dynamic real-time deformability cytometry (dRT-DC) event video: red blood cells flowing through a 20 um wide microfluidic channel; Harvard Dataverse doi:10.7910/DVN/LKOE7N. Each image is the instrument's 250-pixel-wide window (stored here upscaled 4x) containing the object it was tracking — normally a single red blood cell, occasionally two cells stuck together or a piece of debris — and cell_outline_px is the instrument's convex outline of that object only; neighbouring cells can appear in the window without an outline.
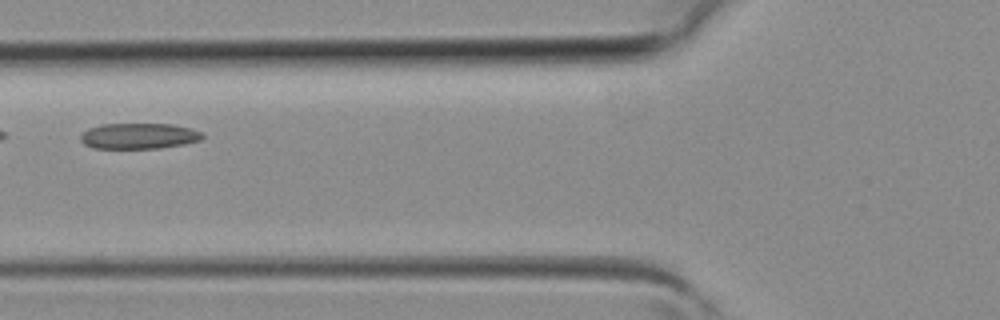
{"species": "common noctule bat (a hibernating species)", "species_latin": "Nyctalus noctula", "temperature_condition": "room temperature", "stored_images_in_passage": 4, "camera_frame_rate_fps": 3000, "um_per_image_px": 0.085, "animal": {"sex": "female", "body_mass_g": 19.3, "forearm_length_mm": 54.1}, "frame": {"image": 1, "passage_image": 4, "time_ms": 1.0, "image_size_px": [1000, 320], "cell_outline_px": [[204, 136], [200, 140], [184, 144], [160, 148], [92, 148], [84, 144], [80, 140], [80, 136], [88, 128], [100, 124], [172, 124], [192, 128], [204, 132]], "centroid_in_image_um": [11.82, 11.55], "position_along_channel_um": 114.0, "area_um2": 18.44}}